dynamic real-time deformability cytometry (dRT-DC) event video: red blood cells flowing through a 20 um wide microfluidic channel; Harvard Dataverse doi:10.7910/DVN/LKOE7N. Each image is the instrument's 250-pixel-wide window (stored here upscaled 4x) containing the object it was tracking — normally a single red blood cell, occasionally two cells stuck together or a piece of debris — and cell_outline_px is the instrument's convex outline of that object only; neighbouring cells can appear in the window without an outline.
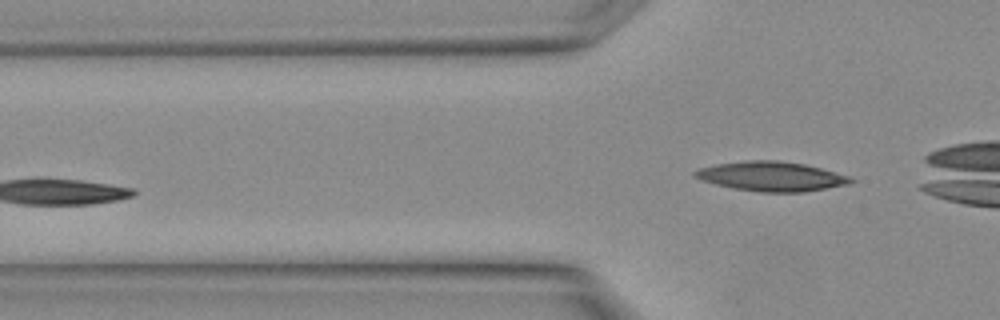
{"species": "Egyptian fruit bat (a non-hibernating species)", "species_latin": "Rousettus aegyptiacus", "temperature_condition": "warm", "stored_images_in_passage": 4, "camera_frame_rate_fps": 3000, "um_per_image_px": 0.085, "animal": {"sex": "female"}, "frame": {"image": 1, "passage_image": 3, "time_ms": 0.667, "image_size_px": [1000, 320], "cell_outline_px": [[856, 180], [848, 184], [804, 192], [760, 192], [732, 188], [716, 184], [692, 176], [692, 172], [700, 168], [716, 164], [748, 160], [780, 160], [804, 164], [852, 176]], "centroid_in_image_um": [65.59, 14.99], "position_along_channel_um": 60.2, "area_um2": 26.82}}